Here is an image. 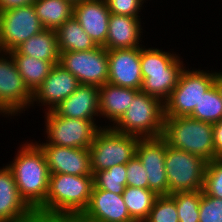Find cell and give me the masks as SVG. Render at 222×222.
I'll return each instance as SVG.
<instances>
[{"mask_svg":"<svg viewBox=\"0 0 222 222\" xmlns=\"http://www.w3.org/2000/svg\"><path fill=\"white\" fill-rule=\"evenodd\" d=\"M170 147L195 154L204 160L215 159L213 124L185 117H164L161 136Z\"/></svg>","mask_w":222,"mask_h":222,"instance_id":"4","label":"cell"},{"mask_svg":"<svg viewBox=\"0 0 222 222\" xmlns=\"http://www.w3.org/2000/svg\"><path fill=\"white\" fill-rule=\"evenodd\" d=\"M215 159H222V118L213 124Z\"/></svg>","mask_w":222,"mask_h":222,"instance_id":"36","label":"cell"},{"mask_svg":"<svg viewBox=\"0 0 222 222\" xmlns=\"http://www.w3.org/2000/svg\"><path fill=\"white\" fill-rule=\"evenodd\" d=\"M207 161L202 157L166 146L165 169L168 195L202 190Z\"/></svg>","mask_w":222,"mask_h":222,"instance_id":"8","label":"cell"},{"mask_svg":"<svg viewBox=\"0 0 222 222\" xmlns=\"http://www.w3.org/2000/svg\"><path fill=\"white\" fill-rule=\"evenodd\" d=\"M79 80L59 63L55 64L42 84L35 90L32 98L52 111L63 100L68 98L79 86ZM49 105V106H48Z\"/></svg>","mask_w":222,"mask_h":222,"instance_id":"18","label":"cell"},{"mask_svg":"<svg viewBox=\"0 0 222 222\" xmlns=\"http://www.w3.org/2000/svg\"><path fill=\"white\" fill-rule=\"evenodd\" d=\"M202 191L206 195L222 199V159L207 162Z\"/></svg>","mask_w":222,"mask_h":222,"instance_id":"32","label":"cell"},{"mask_svg":"<svg viewBox=\"0 0 222 222\" xmlns=\"http://www.w3.org/2000/svg\"><path fill=\"white\" fill-rule=\"evenodd\" d=\"M43 29L33 4L0 12V45L2 51L8 53L15 50Z\"/></svg>","mask_w":222,"mask_h":222,"instance_id":"12","label":"cell"},{"mask_svg":"<svg viewBox=\"0 0 222 222\" xmlns=\"http://www.w3.org/2000/svg\"><path fill=\"white\" fill-rule=\"evenodd\" d=\"M93 187V175L50 174L48 194L36 211L37 218H78L88 206Z\"/></svg>","mask_w":222,"mask_h":222,"instance_id":"1","label":"cell"},{"mask_svg":"<svg viewBox=\"0 0 222 222\" xmlns=\"http://www.w3.org/2000/svg\"><path fill=\"white\" fill-rule=\"evenodd\" d=\"M59 64L84 85L100 87L107 83L108 50L102 46L88 51L60 52Z\"/></svg>","mask_w":222,"mask_h":222,"instance_id":"10","label":"cell"},{"mask_svg":"<svg viewBox=\"0 0 222 222\" xmlns=\"http://www.w3.org/2000/svg\"><path fill=\"white\" fill-rule=\"evenodd\" d=\"M47 142L60 147L89 148L102 128L95 120L58 116L53 110L45 112Z\"/></svg>","mask_w":222,"mask_h":222,"instance_id":"9","label":"cell"},{"mask_svg":"<svg viewBox=\"0 0 222 222\" xmlns=\"http://www.w3.org/2000/svg\"><path fill=\"white\" fill-rule=\"evenodd\" d=\"M58 116L96 120L99 116V87L81 84L53 110Z\"/></svg>","mask_w":222,"mask_h":222,"instance_id":"20","label":"cell"},{"mask_svg":"<svg viewBox=\"0 0 222 222\" xmlns=\"http://www.w3.org/2000/svg\"><path fill=\"white\" fill-rule=\"evenodd\" d=\"M140 65L143 76L140 91L159 98L163 103L177 86L183 67L178 55L161 49L140 47Z\"/></svg>","mask_w":222,"mask_h":222,"instance_id":"3","label":"cell"},{"mask_svg":"<svg viewBox=\"0 0 222 222\" xmlns=\"http://www.w3.org/2000/svg\"><path fill=\"white\" fill-rule=\"evenodd\" d=\"M108 68V83L135 90L141 89L143 76L140 47L108 50Z\"/></svg>","mask_w":222,"mask_h":222,"instance_id":"15","label":"cell"},{"mask_svg":"<svg viewBox=\"0 0 222 222\" xmlns=\"http://www.w3.org/2000/svg\"><path fill=\"white\" fill-rule=\"evenodd\" d=\"M139 91L105 83L99 87V115L109 119L114 125L127 111Z\"/></svg>","mask_w":222,"mask_h":222,"instance_id":"22","label":"cell"},{"mask_svg":"<svg viewBox=\"0 0 222 222\" xmlns=\"http://www.w3.org/2000/svg\"><path fill=\"white\" fill-rule=\"evenodd\" d=\"M141 18L128 15L110 14L106 45L107 50L132 49L140 47L143 30ZM140 40V41H139Z\"/></svg>","mask_w":222,"mask_h":222,"instance_id":"21","label":"cell"},{"mask_svg":"<svg viewBox=\"0 0 222 222\" xmlns=\"http://www.w3.org/2000/svg\"><path fill=\"white\" fill-rule=\"evenodd\" d=\"M163 125L164 103L139 91L122 117L114 125L105 127L140 138H157L162 136Z\"/></svg>","mask_w":222,"mask_h":222,"instance_id":"5","label":"cell"},{"mask_svg":"<svg viewBox=\"0 0 222 222\" xmlns=\"http://www.w3.org/2000/svg\"><path fill=\"white\" fill-rule=\"evenodd\" d=\"M56 32L60 52L88 51L97 47L74 16L65 21Z\"/></svg>","mask_w":222,"mask_h":222,"instance_id":"25","label":"cell"},{"mask_svg":"<svg viewBox=\"0 0 222 222\" xmlns=\"http://www.w3.org/2000/svg\"><path fill=\"white\" fill-rule=\"evenodd\" d=\"M144 222H179L175 201L169 195L158 196Z\"/></svg>","mask_w":222,"mask_h":222,"instance_id":"31","label":"cell"},{"mask_svg":"<svg viewBox=\"0 0 222 222\" xmlns=\"http://www.w3.org/2000/svg\"><path fill=\"white\" fill-rule=\"evenodd\" d=\"M44 153L50 174L93 175L89 148L60 147L36 143Z\"/></svg>","mask_w":222,"mask_h":222,"instance_id":"14","label":"cell"},{"mask_svg":"<svg viewBox=\"0 0 222 222\" xmlns=\"http://www.w3.org/2000/svg\"><path fill=\"white\" fill-rule=\"evenodd\" d=\"M36 212L21 197L8 166L0 169V222H37Z\"/></svg>","mask_w":222,"mask_h":222,"instance_id":"17","label":"cell"},{"mask_svg":"<svg viewBox=\"0 0 222 222\" xmlns=\"http://www.w3.org/2000/svg\"><path fill=\"white\" fill-rule=\"evenodd\" d=\"M134 222H144L158 195L149 189L126 186L122 194Z\"/></svg>","mask_w":222,"mask_h":222,"instance_id":"27","label":"cell"},{"mask_svg":"<svg viewBox=\"0 0 222 222\" xmlns=\"http://www.w3.org/2000/svg\"><path fill=\"white\" fill-rule=\"evenodd\" d=\"M199 222H222V199L206 195L201 190Z\"/></svg>","mask_w":222,"mask_h":222,"instance_id":"33","label":"cell"},{"mask_svg":"<svg viewBox=\"0 0 222 222\" xmlns=\"http://www.w3.org/2000/svg\"><path fill=\"white\" fill-rule=\"evenodd\" d=\"M12 163L17 189L24 201L36 212L44 203L49 190V170L41 148L35 143H24Z\"/></svg>","mask_w":222,"mask_h":222,"instance_id":"2","label":"cell"},{"mask_svg":"<svg viewBox=\"0 0 222 222\" xmlns=\"http://www.w3.org/2000/svg\"><path fill=\"white\" fill-rule=\"evenodd\" d=\"M126 171L127 186L148 189V175L137 155L126 163Z\"/></svg>","mask_w":222,"mask_h":222,"instance_id":"34","label":"cell"},{"mask_svg":"<svg viewBox=\"0 0 222 222\" xmlns=\"http://www.w3.org/2000/svg\"><path fill=\"white\" fill-rule=\"evenodd\" d=\"M19 54L36 59L59 63L60 51L58 49L57 32L52 29H43L33 35L15 49Z\"/></svg>","mask_w":222,"mask_h":222,"instance_id":"23","label":"cell"},{"mask_svg":"<svg viewBox=\"0 0 222 222\" xmlns=\"http://www.w3.org/2000/svg\"><path fill=\"white\" fill-rule=\"evenodd\" d=\"M167 145L162 137L140 138L136 147V155L148 175V189L158 196L168 195V180L164 165Z\"/></svg>","mask_w":222,"mask_h":222,"instance_id":"13","label":"cell"},{"mask_svg":"<svg viewBox=\"0 0 222 222\" xmlns=\"http://www.w3.org/2000/svg\"><path fill=\"white\" fill-rule=\"evenodd\" d=\"M110 14L138 16L139 10L143 7L141 0H106Z\"/></svg>","mask_w":222,"mask_h":222,"instance_id":"35","label":"cell"},{"mask_svg":"<svg viewBox=\"0 0 222 222\" xmlns=\"http://www.w3.org/2000/svg\"><path fill=\"white\" fill-rule=\"evenodd\" d=\"M217 72L183 69L177 86L164 102V117L190 116L205 93L214 83Z\"/></svg>","mask_w":222,"mask_h":222,"instance_id":"7","label":"cell"},{"mask_svg":"<svg viewBox=\"0 0 222 222\" xmlns=\"http://www.w3.org/2000/svg\"><path fill=\"white\" fill-rule=\"evenodd\" d=\"M126 164L115 165L107 170L97 171L94 176V187L122 195L127 186Z\"/></svg>","mask_w":222,"mask_h":222,"instance_id":"29","label":"cell"},{"mask_svg":"<svg viewBox=\"0 0 222 222\" xmlns=\"http://www.w3.org/2000/svg\"><path fill=\"white\" fill-rule=\"evenodd\" d=\"M36 0H0V12L32 5Z\"/></svg>","mask_w":222,"mask_h":222,"instance_id":"37","label":"cell"},{"mask_svg":"<svg viewBox=\"0 0 222 222\" xmlns=\"http://www.w3.org/2000/svg\"><path fill=\"white\" fill-rule=\"evenodd\" d=\"M33 5L44 29L57 30L73 16L74 4L69 0H36Z\"/></svg>","mask_w":222,"mask_h":222,"instance_id":"26","label":"cell"},{"mask_svg":"<svg viewBox=\"0 0 222 222\" xmlns=\"http://www.w3.org/2000/svg\"><path fill=\"white\" fill-rule=\"evenodd\" d=\"M32 98L33 93L26 86L12 55L0 53V113L18 115L31 106Z\"/></svg>","mask_w":222,"mask_h":222,"instance_id":"11","label":"cell"},{"mask_svg":"<svg viewBox=\"0 0 222 222\" xmlns=\"http://www.w3.org/2000/svg\"><path fill=\"white\" fill-rule=\"evenodd\" d=\"M140 137L119 133L111 127L101 128L89 147L93 175L115 165L126 164L136 155Z\"/></svg>","mask_w":222,"mask_h":222,"instance_id":"6","label":"cell"},{"mask_svg":"<svg viewBox=\"0 0 222 222\" xmlns=\"http://www.w3.org/2000/svg\"><path fill=\"white\" fill-rule=\"evenodd\" d=\"M28 89L34 93L51 72L55 63L19 54L16 50L9 52Z\"/></svg>","mask_w":222,"mask_h":222,"instance_id":"24","label":"cell"},{"mask_svg":"<svg viewBox=\"0 0 222 222\" xmlns=\"http://www.w3.org/2000/svg\"><path fill=\"white\" fill-rule=\"evenodd\" d=\"M193 119L207 123H217L222 118V98L215 83L205 92L192 114Z\"/></svg>","mask_w":222,"mask_h":222,"instance_id":"28","label":"cell"},{"mask_svg":"<svg viewBox=\"0 0 222 222\" xmlns=\"http://www.w3.org/2000/svg\"><path fill=\"white\" fill-rule=\"evenodd\" d=\"M215 85L222 98V72H219V73L217 72L216 78H215Z\"/></svg>","mask_w":222,"mask_h":222,"instance_id":"39","label":"cell"},{"mask_svg":"<svg viewBox=\"0 0 222 222\" xmlns=\"http://www.w3.org/2000/svg\"><path fill=\"white\" fill-rule=\"evenodd\" d=\"M71 1L73 4L78 3V2H82L83 0H69Z\"/></svg>","mask_w":222,"mask_h":222,"instance_id":"40","label":"cell"},{"mask_svg":"<svg viewBox=\"0 0 222 222\" xmlns=\"http://www.w3.org/2000/svg\"><path fill=\"white\" fill-rule=\"evenodd\" d=\"M169 196L175 201L179 222H199L201 190L176 192Z\"/></svg>","mask_w":222,"mask_h":222,"instance_id":"30","label":"cell"},{"mask_svg":"<svg viewBox=\"0 0 222 222\" xmlns=\"http://www.w3.org/2000/svg\"><path fill=\"white\" fill-rule=\"evenodd\" d=\"M81 222H134L122 195L93 188L87 208L78 217Z\"/></svg>","mask_w":222,"mask_h":222,"instance_id":"16","label":"cell"},{"mask_svg":"<svg viewBox=\"0 0 222 222\" xmlns=\"http://www.w3.org/2000/svg\"><path fill=\"white\" fill-rule=\"evenodd\" d=\"M73 16L97 46L106 45L110 18L106 0H83L75 3Z\"/></svg>","mask_w":222,"mask_h":222,"instance_id":"19","label":"cell"},{"mask_svg":"<svg viewBox=\"0 0 222 222\" xmlns=\"http://www.w3.org/2000/svg\"><path fill=\"white\" fill-rule=\"evenodd\" d=\"M37 222H81L78 218L38 219Z\"/></svg>","mask_w":222,"mask_h":222,"instance_id":"38","label":"cell"}]
</instances>
